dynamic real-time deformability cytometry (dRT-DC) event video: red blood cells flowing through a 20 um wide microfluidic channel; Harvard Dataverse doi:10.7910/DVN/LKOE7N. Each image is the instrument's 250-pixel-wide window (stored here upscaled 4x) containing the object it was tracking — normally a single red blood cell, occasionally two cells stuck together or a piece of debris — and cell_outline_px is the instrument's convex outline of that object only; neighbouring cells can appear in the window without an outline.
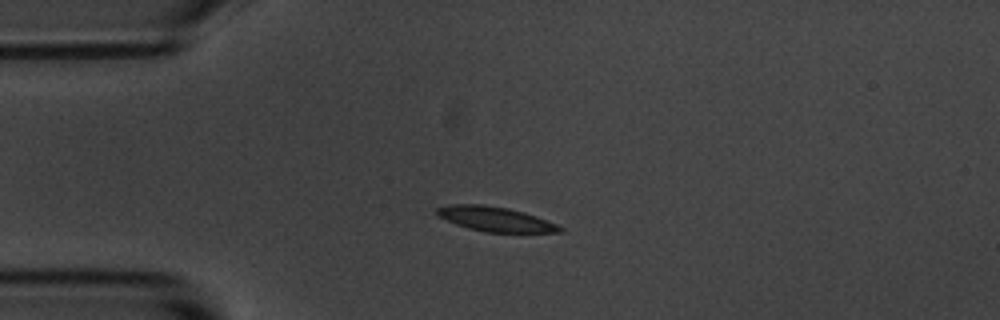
{"species": "common noctule bat (a hibernating species)", "species_latin": "Nyctalus noctula", "temperature_condition": "room temperature", "stored_images_in_passage": 13, "camera_frame_rate_fps": 3000, "um_per_image_px": 0.085, "animal": {"sex": "male", "body_mass_g": 20.1, "forearm_length_mm": 53.5}, "frame": {"image": 1, "passage_image": 4, "time_ms": 4.333, "image_size_px": [1000, 320], "cell_outline_px": [[564, 232], [484, 232], [468, 228], [456, 224], [436, 216], [436, 208], [452, 204], [480, 204], [508, 208], [524, 212], [536, 216], [556, 224], [564, 228]], "centroid_in_image_um": [42.08, 18.62], "position_along_channel_um": 42.9, "area_um2": 17.63}}
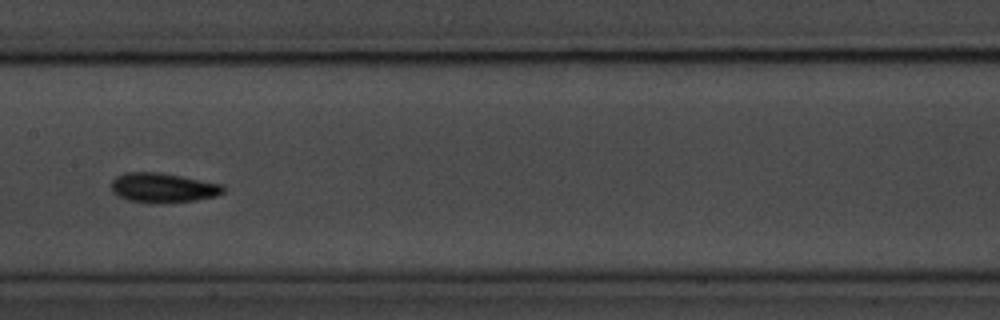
{"frame": {"image": 2, "passage_image": 8, "time_ms": 9.0, "image_size_px": [1000, 320], "cell_outline_px": [[224, 192], [216, 196], [196, 200], [164, 204], [152, 204], [128, 200], [112, 192], [112, 180], [116, 176], [124, 172], [160, 172], [224, 184]], "centroid_in_image_um": [13.86, 15.97], "position_along_channel_um": 193.5, "area_um2": 19.65}}
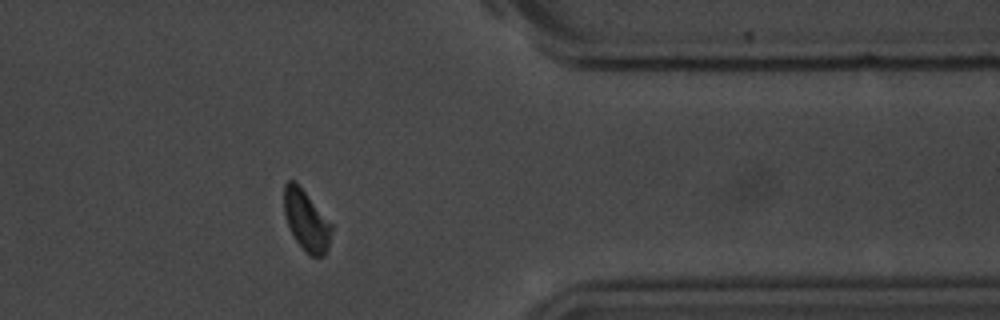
{"frame": {"image": 3, "passage_image": 13, "time_ms": 14.667, "image_size_px": [1000, 320], "cell_outline_px": [[332, 228], [328, 248], [324, 256], [308, 256], [296, 240], [288, 224], [284, 212], [284, 184], [288, 180], [296, 180], [300, 184], [332, 224]], "centroid_in_image_um": [26.04, 18.71], "position_along_channel_um": 385.4, "area_um2": 16.88}, "authors_computed_cell_mechanics": {"area_um2": 17.6868, "velocity_mm_per_s": 3.6628, "shape_relaxation_time_tau1_ms": 1.0949, "shape_relaxation_time_tau2_ms": 3.8912, "deformation_change_tau1": 0.0838, "deformation_change_tau2": 0.0658}}